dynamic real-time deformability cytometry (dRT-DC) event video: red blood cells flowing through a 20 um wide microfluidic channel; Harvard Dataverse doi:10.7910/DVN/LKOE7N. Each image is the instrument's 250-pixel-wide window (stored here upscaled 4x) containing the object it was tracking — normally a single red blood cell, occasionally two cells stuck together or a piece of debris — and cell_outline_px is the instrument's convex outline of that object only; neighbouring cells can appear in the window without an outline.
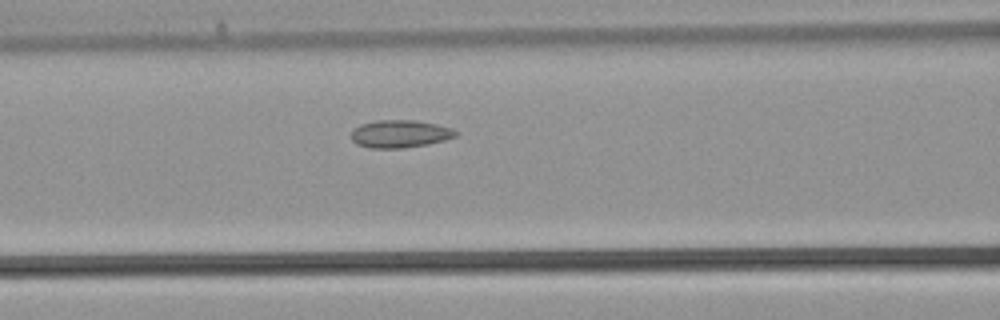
{"species": "common noctule bat (a hibernating species)", "species_latin": "Nyctalus noctula", "temperature_condition": "warm", "stored_images_in_passage": 16, "camera_frame_rate_fps": 3000, "um_per_image_px": 0.085, "animal": {"sex": "male", "body_mass_g": 21.5, "forearm_length_mm": 52.0}, "frame": {"image": 1, "passage_image": 10, "time_ms": 3.0, "image_size_px": [1000, 320], "cell_outline_px": [[460, 132], [456, 136], [444, 140], [428, 144], [404, 148], [368, 148], [356, 144], [352, 140], [352, 128], [360, 124], [376, 120], [416, 120], [436, 124], [452, 128]], "centroid_in_image_um": [33.99, 11.37], "position_along_channel_um": 132.6, "area_um2": 17.05}}
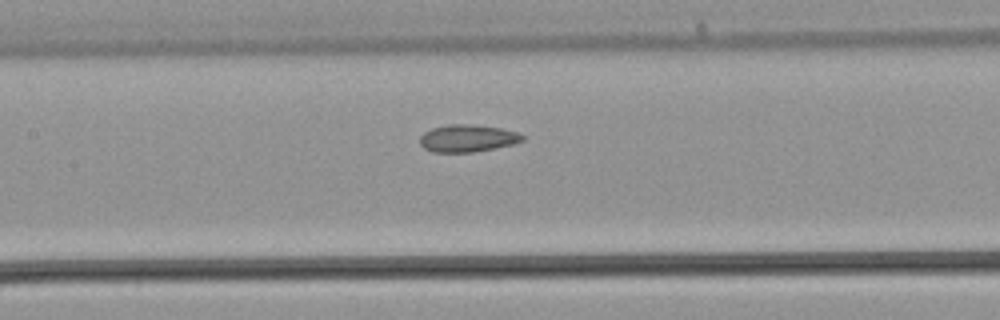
{"frame": {"image": 2, "passage_image": 12, "time_ms": 3.667, "image_size_px": [1000, 320], "cell_outline_px": [[524, 140], [512, 144], [472, 152], [432, 152], [424, 148], [420, 144], [420, 136], [424, 132], [432, 128], [448, 124], [468, 124], [500, 128], [516, 132], [524, 136]], "centroid_in_image_um": [39.69, 11.75], "position_along_channel_um": 167.7, "area_um2": 16.13}}
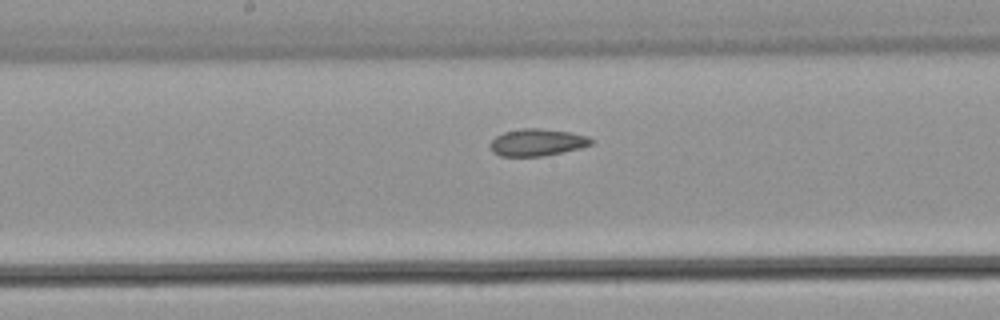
{"frame": {"image": 3, "passage_image": 14, "time_ms": 4.333, "image_size_px": [1000, 320], "cell_outline_px": [[596, 140], [592, 144], [580, 148], [540, 156], [500, 156], [492, 152], [488, 144], [496, 136], [504, 132], [520, 128], [540, 128], [568, 132], [588, 136]], "centroid_in_image_um": [45.64, 12.09], "position_along_channel_um": 202.6, "area_um2": 15.95}}